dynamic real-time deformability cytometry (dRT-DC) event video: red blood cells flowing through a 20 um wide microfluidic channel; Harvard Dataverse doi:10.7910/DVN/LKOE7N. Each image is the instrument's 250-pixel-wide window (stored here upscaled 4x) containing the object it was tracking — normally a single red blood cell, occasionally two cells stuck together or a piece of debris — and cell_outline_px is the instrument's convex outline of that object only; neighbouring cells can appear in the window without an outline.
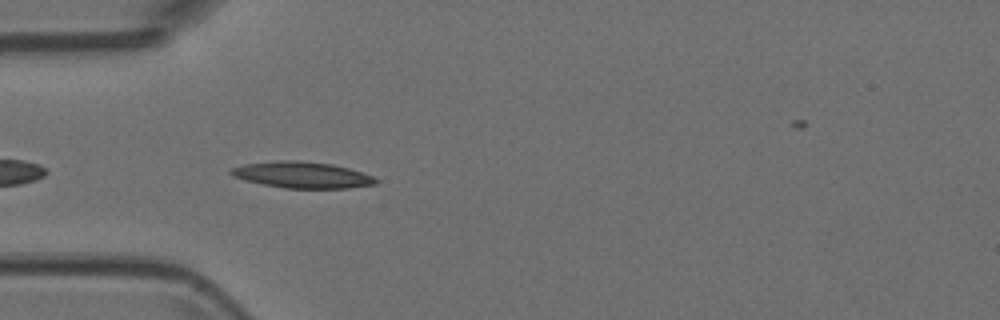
{"species": "Egyptian fruit bat (a non-hibernating species)", "species_latin": "Rousettus aegyptiacus", "temperature_condition": "room temperature", "stored_images_in_passage": 5, "camera_frame_rate_fps": 3000, "um_per_image_px": 0.085, "animal": {"sex": "female"}, "frame": {"image": 1, "passage_image": 5, "time_ms": 1.333, "image_size_px": [1000, 320], "cell_outline_px": [[380, 180], [376, 184], [348, 188], [284, 188], [244, 180], [232, 176], [228, 172], [232, 168], [244, 164], [280, 160], [300, 160], [332, 164], [348, 168], [372, 176]], "centroid_in_image_um": [25.67, 14.86], "position_along_channel_um": 59.3, "area_um2": 22.14}}